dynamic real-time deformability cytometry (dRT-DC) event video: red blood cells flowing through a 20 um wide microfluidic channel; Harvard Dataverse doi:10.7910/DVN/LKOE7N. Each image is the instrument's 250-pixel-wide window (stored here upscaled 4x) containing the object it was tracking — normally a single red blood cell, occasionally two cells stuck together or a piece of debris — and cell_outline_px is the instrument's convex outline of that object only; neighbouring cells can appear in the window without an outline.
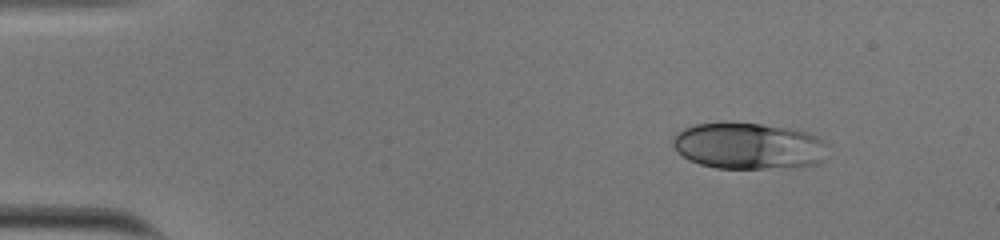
{"species": "human", "species_latin": "Homo sapiens", "temperature_condition": "cold", "stored_images_in_passage": 48, "camera_frame_rate_fps": 3000, "um_per_image_px": 0.085, "donor": {"sex": "male"}, "frame": {"image": 1, "passage_image": 1, "time_ms": 0.0, "image_size_px": [1000, 240], "cell_outline_px": [[828, 144], [824, 160], [816, 164], [788, 168], [716, 168], [700, 164], [688, 160], [672, 144], [672, 140], [676, 132], [684, 128], [696, 124], [760, 124], [788, 128], [804, 132], [816, 136]], "centroid_in_image_um": [63.66, 12.43], "position_along_channel_um": 21.3, "area_um2": 41.56}}
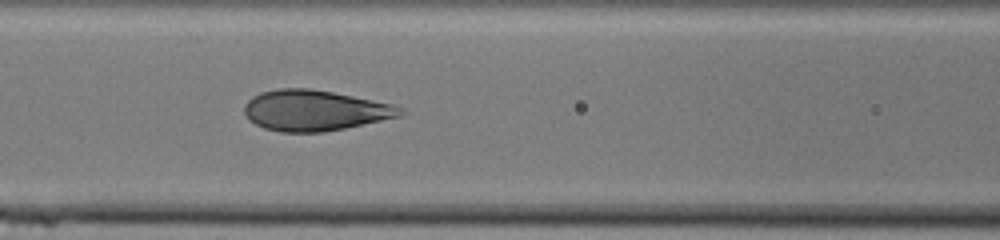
{"frame": {"image": 2, "passage_image": 18, "time_ms": 5.667, "image_size_px": [1000, 240], "cell_outline_px": [[408, 112], [404, 116], [324, 132], [280, 132], [264, 128], [248, 120], [244, 112], [244, 104], [252, 96], [260, 92], [280, 88], [308, 88], [332, 92], [392, 104], [404, 108]], "centroid_in_image_um": [26.77, 9.39], "position_along_channel_um": 139.8, "area_um2": 37.17}}
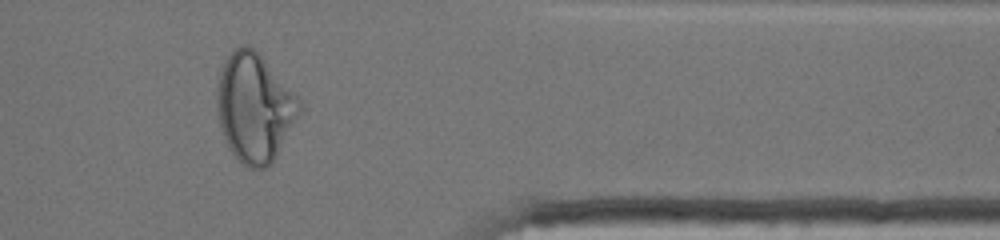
{"frame": {"image": 3, "passage_image": 39, "time_ms": 12.667, "image_size_px": [1000, 240], "cell_outline_px": [[304, 112], [276, 156], [264, 168], [248, 168], [232, 152], [224, 136], [220, 124], [216, 108], [216, 88], [220, 68], [232, 48], [244, 44], [252, 48], [260, 56], [296, 96]], "centroid_in_image_um": [21.62, 9.15], "position_along_channel_um": 389.8, "area_um2": 51.79}, "authors_computed_cell_mechanics": {"area_um2": 40.6045, "velocity_mm_per_s": 3.804, "shape_relaxation_time_tau1_ms": 4.6701, "shape_relaxation_time_tau2_ms": null, "deformation_change_tau1": 0.1823, "deformation_change_tau2": null}}